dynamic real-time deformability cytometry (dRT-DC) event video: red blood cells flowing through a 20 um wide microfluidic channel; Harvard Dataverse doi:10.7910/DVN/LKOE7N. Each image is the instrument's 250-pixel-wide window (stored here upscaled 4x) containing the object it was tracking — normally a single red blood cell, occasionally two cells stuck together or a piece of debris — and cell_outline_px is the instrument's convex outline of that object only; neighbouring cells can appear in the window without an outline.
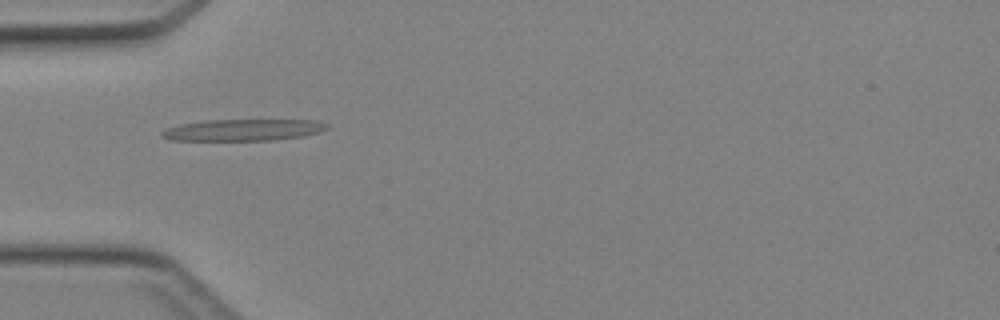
{"species": "Egyptian fruit bat (a non-hibernating species)", "species_latin": "Rousettus aegyptiacus", "temperature_condition": "cold", "stored_images_in_passage": 31, "camera_frame_rate_fps": 3000, "um_per_image_px": 0.085, "animal": {"sex": "female"}, "frame": {"image": 1, "passage_image": 1, "time_ms": 0.0, "image_size_px": [1000, 320], "cell_outline_px": [[332, 124], [328, 128], [320, 132], [304, 136], [272, 140], [172, 140], [160, 136], [160, 132], [164, 128], [180, 124], [204, 120], [320, 120]], "centroid_in_image_um": [20.7, 11.04], "position_along_channel_um": 64.3, "area_um2": 21.04}}
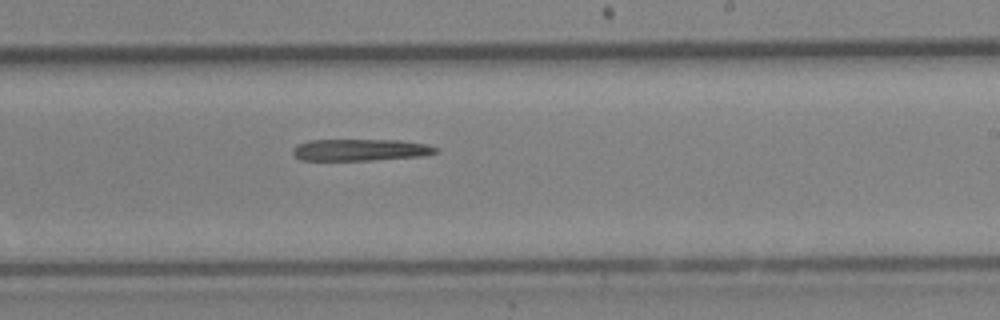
{"frame": {"image": 2, "passage_image": 14, "time_ms": 4.333, "image_size_px": [1000, 320], "cell_outline_px": [[440, 148], [436, 152], [420, 156], [368, 160], [300, 160], [292, 152], [292, 148], [296, 144], [308, 140], [400, 140], [428, 144]], "centroid_in_image_um": [30.6, 12.73], "position_along_channel_um": 258.4, "area_um2": 18.15}}
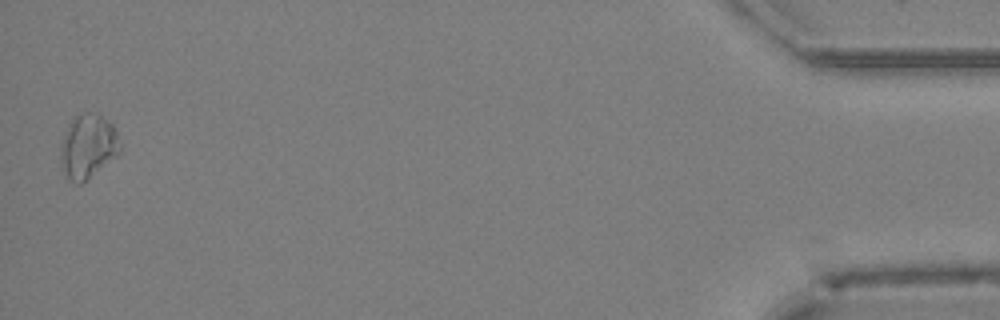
{"frame": {"image": 3, "passage_image": 31, "time_ms": 10.0, "image_size_px": [1000, 320], "cell_outline_px": [[120, 152], [116, 156], [80, 184], [76, 184], [68, 180], [64, 172], [60, 160], [60, 144], [68, 124], [72, 116], [80, 112], [88, 112], [100, 116], [112, 124], [116, 132], [120, 148]], "centroid_in_image_um": [7.42, 12.43], "position_along_channel_um": 427.8, "area_um2": 22.08}}